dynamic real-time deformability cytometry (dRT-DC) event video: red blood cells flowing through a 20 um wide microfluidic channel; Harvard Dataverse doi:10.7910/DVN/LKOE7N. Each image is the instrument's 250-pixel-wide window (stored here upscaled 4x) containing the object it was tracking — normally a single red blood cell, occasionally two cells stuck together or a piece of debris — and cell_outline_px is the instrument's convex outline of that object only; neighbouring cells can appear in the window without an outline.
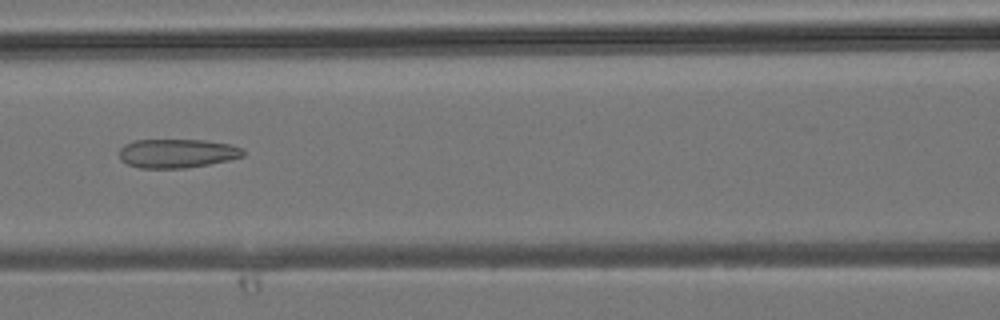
{"species": "common noctule bat (a hibernating species)", "species_latin": "Nyctalus noctula", "temperature_condition": "room temperature", "stored_images_in_passage": 36, "camera_frame_rate_fps": 3000, "um_per_image_px": 0.085, "animal": {"sex": "male", "body_mass_g": 19.2, "forearm_length_mm": 51.8}, "frame": {"image": 1, "passage_image": 16, "time_ms": 5.0, "image_size_px": [1000, 320], "cell_outline_px": [[244, 156], [228, 160], [208, 164], [184, 168], [140, 168], [128, 164], [120, 160], [120, 148], [124, 144], [132, 140], [204, 140], [232, 144], [244, 148]], "centroid_in_image_um": [15.06, 13.03], "position_along_channel_um": 151.5, "area_um2": 20.98}}
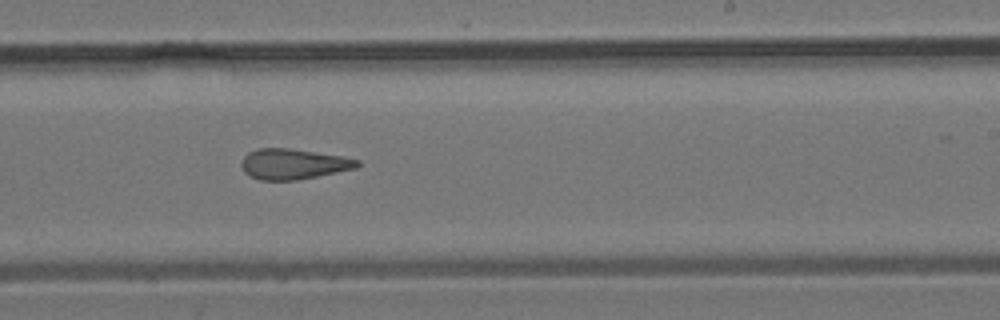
{"frame": {"image": 2, "passage_image": 22, "time_ms": 7.0, "image_size_px": [1000, 320], "cell_outline_px": [[360, 164], [356, 168], [296, 180], [260, 180], [244, 172], [240, 164], [244, 156], [248, 152], [256, 148], [292, 148], [344, 156], [360, 160]], "centroid_in_image_um": [24.93, 13.92], "position_along_channel_um": 264.1, "area_um2": 20.63}}
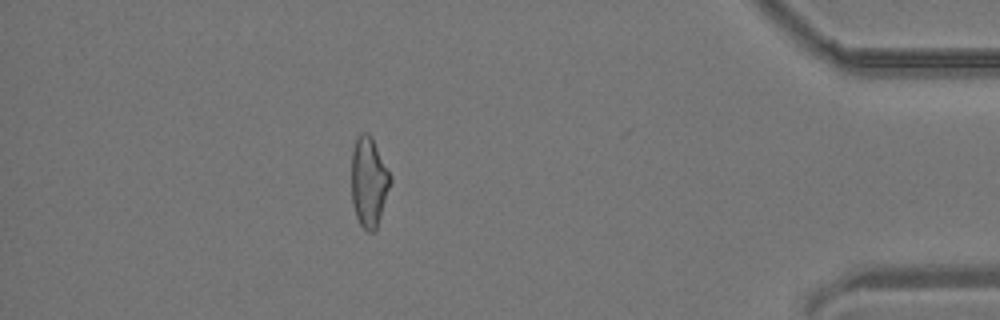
{"frame": {"image": 3, "passage_image": 32, "time_ms": 10.333, "image_size_px": [1000, 320], "cell_outline_px": [[392, 180], [376, 228], [372, 232], [368, 232], [360, 224], [356, 216], [352, 204], [352, 152], [356, 136], [360, 132], [368, 132], [372, 136], [392, 176]], "centroid_in_image_um": [31.35, 15.4], "position_along_channel_um": 403.8, "area_um2": 20.46}}